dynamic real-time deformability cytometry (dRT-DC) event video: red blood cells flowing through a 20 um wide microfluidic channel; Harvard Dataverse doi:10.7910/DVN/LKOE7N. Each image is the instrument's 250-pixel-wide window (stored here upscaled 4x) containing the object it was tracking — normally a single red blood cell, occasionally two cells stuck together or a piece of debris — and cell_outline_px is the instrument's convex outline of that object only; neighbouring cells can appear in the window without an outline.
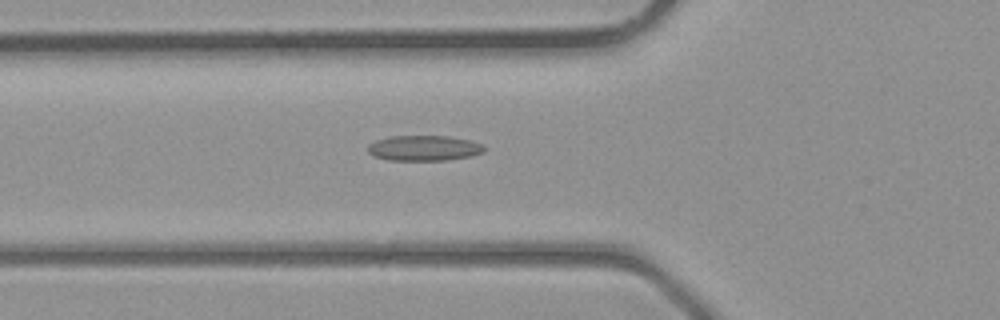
{"species": "common noctule bat (a hibernating species)", "species_latin": "Nyctalus noctula", "temperature_condition": "room temperature", "stored_images_in_passage": 31, "camera_frame_rate_fps": 3000, "um_per_image_px": 0.085, "animal": {"sex": "male", "body_mass_g": 23.1, "forearm_length_mm": 52.7}, "frame": {"image": 1, "passage_image": 7, "time_ms": 2.0, "image_size_px": [1000, 320], "cell_outline_px": [[488, 148], [484, 152], [472, 156], [444, 160], [388, 160], [372, 156], [368, 152], [368, 144], [376, 140], [392, 136], [448, 136], [468, 140], [484, 144]], "centroid_in_image_um": [36.06, 12.59], "position_along_channel_um": 89.7, "area_um2": 17.34}}
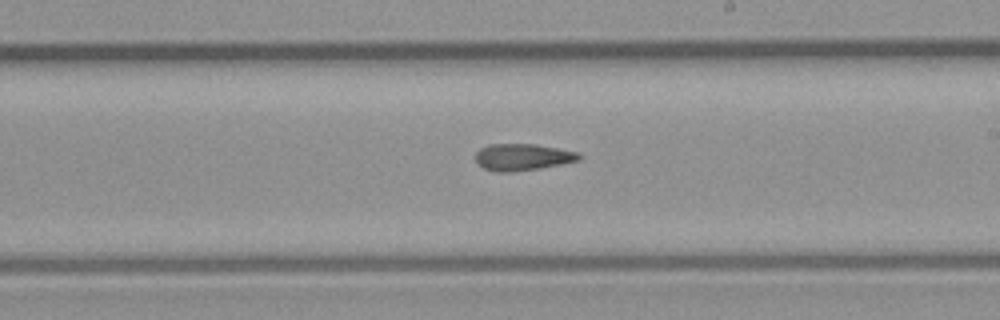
{"frame": {"image": 2, "passage_image": 16, "time_ms": 5.0, "image_size_px": [1000, 320], "cell_outline_px": [[580, 160], [540, 168], [508, 172], [496, 172], [484, 168], [476, 164], [476, 152], [480, 148], [488, 144], [536, 144], [580, 152]], "centroid_in_image_um": [44.4, 13.34], "position_along_channel_um": 244.6, "area_um2": 16.18}}
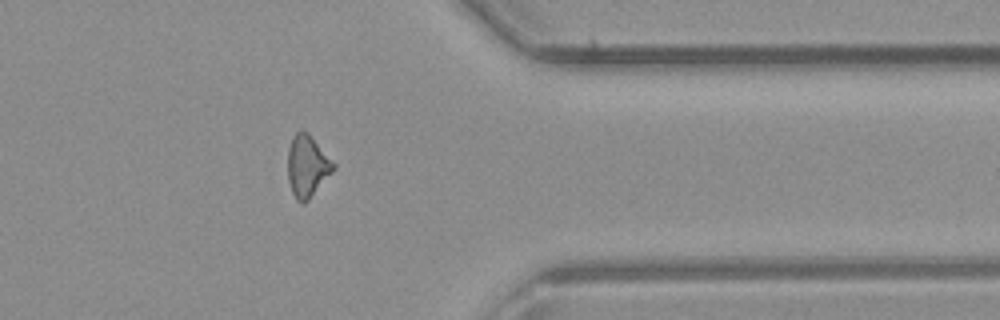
{"frame": {"image": 3, "passage_image": 25, "time_ms": 8.0, "image_size_px": [1000, 320], "cell_outline_px": [[336, 168], [308, 200], [304, 204], [300, 204], [296, 200], [292, 192], [288, 180], [288, 148], [292, 136], [300, 128], [308, 132], [336, 164]], "centroid_in_image_um": [26.11, 14.1], "position_along_channel_um": 385.3, "area_um2": 16.65}}